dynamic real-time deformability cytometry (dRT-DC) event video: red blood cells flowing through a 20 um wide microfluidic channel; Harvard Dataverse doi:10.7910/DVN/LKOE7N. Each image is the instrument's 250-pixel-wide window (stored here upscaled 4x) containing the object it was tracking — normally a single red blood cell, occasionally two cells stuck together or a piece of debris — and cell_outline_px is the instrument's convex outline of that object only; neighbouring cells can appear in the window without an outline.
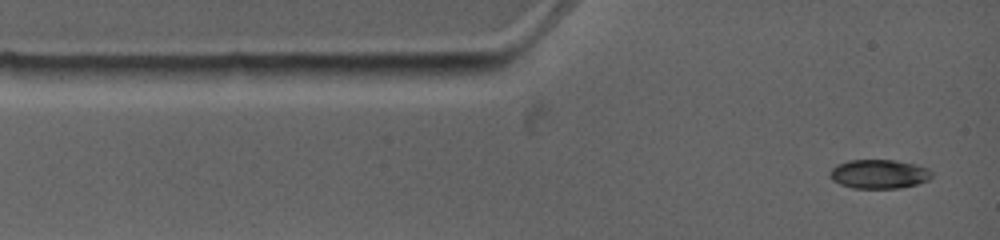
{"species": "common noctule bat (a hibernating species)", "species_latin": "Nyctalus noctula", "temperature_condition": "warm", "stored_images_in_passage": 3, "camera_frame_rate_fps": 4500, "um_per_image_px": 0.085, "animal": {"sex": "female", "body_mass_g": 19.0, "forearm_length_mm": 53.3}, "frame": {"image": 1, "passage_image": 1, "time_ms": 0.0, "image_size_px": [1000, 240], "cell_outline_px": [[932, 176], [928, 180], [916, 184], [900, 188], [852, 188], [840, 184], [832, 180], [828, 176], [832, 168], [836, 164], [848, 160], [892, 160], [912, 164], [928, 168], [932, 172]], "centroid_in_image_um": [74.67, 14.79], "position_along_channel_um": 10.3, "area_um2": 17.22}}
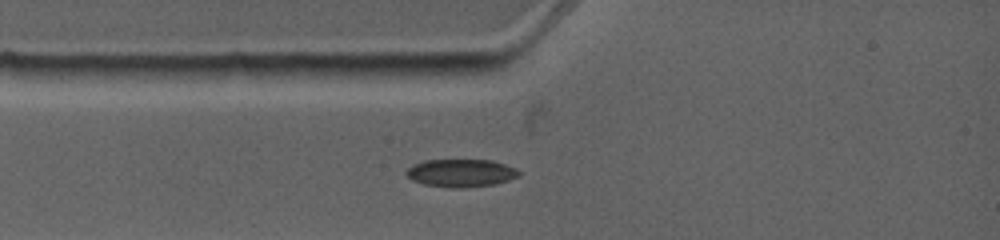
{"frame": {"image": 2, "passage_image": 3, "time_ms": 1.778, "image_size_px": [1000, 240], "cell_outline_px": [[520, 176], [496, 184], [456, 188], [452, 188], [424, 184], [412, 180], [404, 172], [412, 164], [424, 160], [492, 160], [516, 168], [520, 172]], "centroid_in_image_um": [39.17, 14.7], "position_along_channel_um": 45.8, "area_um2": 18.26}}